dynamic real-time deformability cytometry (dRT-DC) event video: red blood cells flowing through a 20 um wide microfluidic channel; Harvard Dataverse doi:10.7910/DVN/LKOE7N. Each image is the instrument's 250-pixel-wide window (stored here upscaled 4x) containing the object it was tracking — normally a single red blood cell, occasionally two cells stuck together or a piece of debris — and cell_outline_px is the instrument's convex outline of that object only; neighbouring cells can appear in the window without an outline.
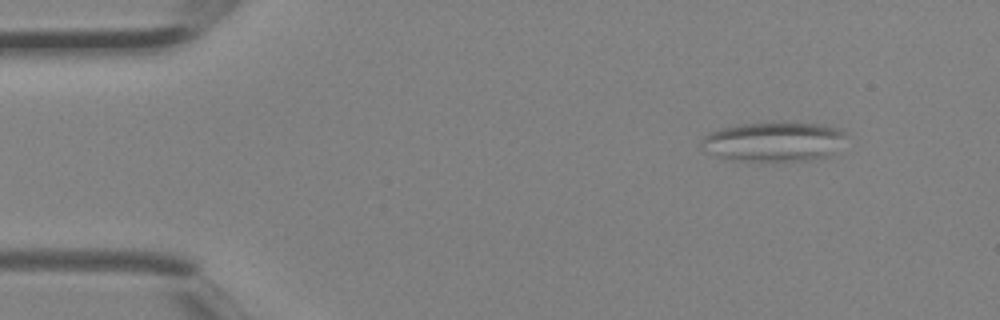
{"species": "Egyptian fruit bat (a non-hibernating species)", "species_latin": "Rousettus aegyptiacus", "temperature_condition": "room temperature", "stored_images_in_passage": 3, "camera_frame_rate_fps": 3000, "um_per_image_px": 0.085, "animal": {"sex": "female"}, "frame": {"image": 1, "passage_image": 1, "time_ms": 0.0, "image_size_px": [1000, 320], "cell_outline_px": [[844, 136], [832, 156], [808, 160], [772, 164], [732, 160], [704, 152], [700, 148], [700, 140], [708, 132], [720, 128], [740, 124], [824, 124], [836, 128], [844, 132]], "centroid_in_image_um": [65.68, 12.11], "position_along_channel_um": 19.3, "area_um2": 33.87}}
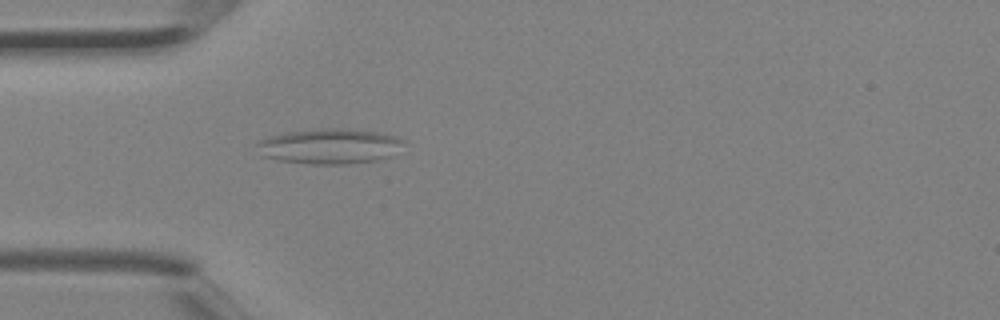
{"frame": {"image": 2, "passage_image": 3, "time_ms": 0.667, "image_size_px": [1000, 320], "cell_outline_px": [[404, 140], [388, 156], [376, 160], [348, 164], [312, 164], [276, 160], [256, 156], [256, 140], [288, 132], [324, 128], [336, 128], [380, 132], [396, 136]], "centroid_in_image_um": [27.87, 12.44], "position_along_channel_um": 57.1, "area_um2": 30.06}}